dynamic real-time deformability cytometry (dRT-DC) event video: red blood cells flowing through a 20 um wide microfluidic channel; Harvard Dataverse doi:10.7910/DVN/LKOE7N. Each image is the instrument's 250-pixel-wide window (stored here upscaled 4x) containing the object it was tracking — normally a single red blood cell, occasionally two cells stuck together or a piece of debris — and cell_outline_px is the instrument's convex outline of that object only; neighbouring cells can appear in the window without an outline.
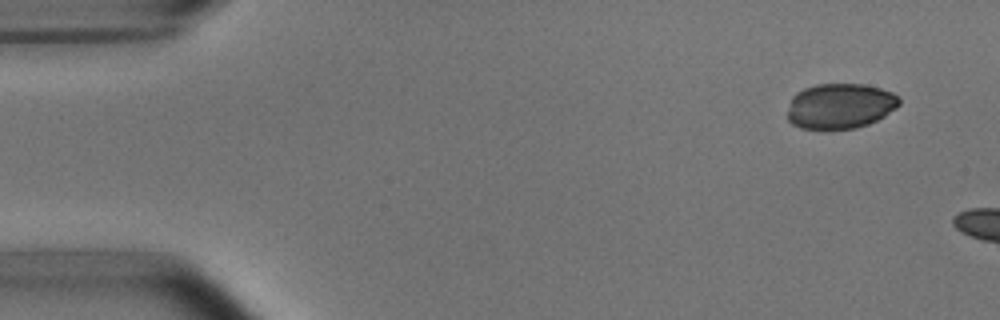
{"species": "common noctule bat (a hibernating species)", "species_latin": "Nyctalus noctula", "temperature_condition": "room temperature", "stored_images_in_passage": 3, "camera_frame_rate_fps": 3000, "um_per_image_px": 0.085, "animal": {"sex": "male", "body_mass_g": 15.6}, "frame": {"image": 1, "passage_image": 1, "time_ms": 0.0, "image_size_px": [1000, 320], "cell_outline_px": [[900, 104], [896, 108], [884, 116], [868, 124], [856, 128], [828, 132], [824, 132], [800, 128], [792, 124], [788, 120], [788, 108], [792, 96], [796, 92], [804, 88], [816, 84], [864, 84], [880, 88], [892, 92], [900, 96]], "centroid_in_image_um": [71.38, 9.05], "position_along_channel_um": 13.6, "area_um2": 30.4}}